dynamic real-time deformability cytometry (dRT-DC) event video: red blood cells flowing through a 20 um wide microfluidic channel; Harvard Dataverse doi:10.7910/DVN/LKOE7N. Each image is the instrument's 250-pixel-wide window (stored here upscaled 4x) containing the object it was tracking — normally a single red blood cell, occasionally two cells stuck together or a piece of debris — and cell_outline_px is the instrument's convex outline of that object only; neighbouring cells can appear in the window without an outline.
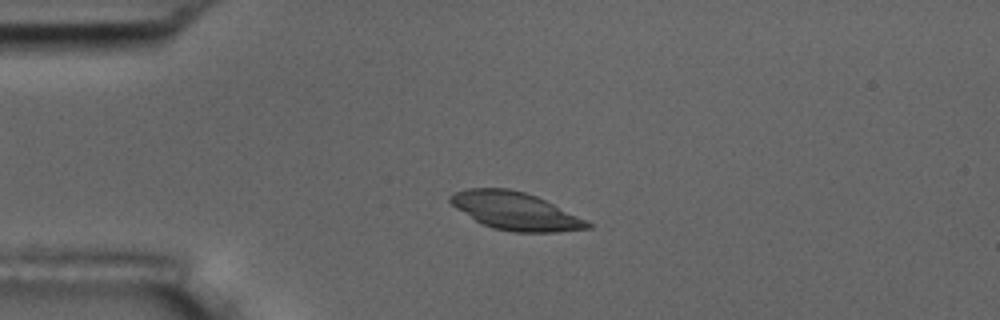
{"species": "common noctule bat (a hibernating species)", "species_latin": "Nyctalus noctula", "temperature_condition": "room temperature", "stored_images_in_passage": 4, "camera_frame_rate_fps": 3000, "um_per_image_px": 0.085, "animal": {"sex": "male", "body_mass_g": 17.5, "forearm_length_mm": 52.3}, "frame": {"image": 1, "passage_image": 2, "time_ms": 1.0, "image_size_px": [1000, 320], "cell_outline_px": [[592, 228], [556, 232], [512, 232], [492, 228], [480, 224], [456, 208], [448, 200], [448, 196], [456, 192], [468, 188], [508, 188], [524, 192], [536, 196], [588, 220], [592, 224]], "centroid_in_image_um": [43.8, 17.95], "position_along_channel_um": 41.2, "area_um2": 30.29}}